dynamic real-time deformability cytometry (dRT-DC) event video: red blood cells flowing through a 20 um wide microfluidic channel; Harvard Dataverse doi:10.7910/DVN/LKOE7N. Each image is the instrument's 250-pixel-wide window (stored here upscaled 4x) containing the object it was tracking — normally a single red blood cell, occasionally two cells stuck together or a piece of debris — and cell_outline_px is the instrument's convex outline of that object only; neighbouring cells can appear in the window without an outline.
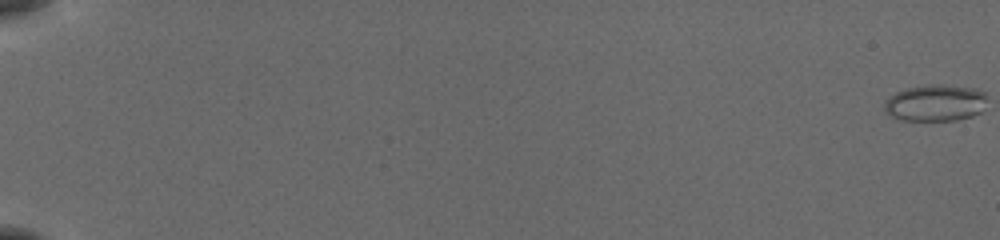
{"species": "common noctule bat (a hibernating species)", "species_latin": "Nyctalus noctula", "temperature_condition": "cold", "stored_images_in_passage": 57, "camera_frame_rate_fps": 3000, "um_per_image_px": 0.085, "animal": {"sex": "female", "body_mass_g": 19.5, "forearm_length_mm": 54.1}, "frame": {"image": 1, "passage_image": 1, "time_ms": 0.0, "image_size_px": [1000, 240], "cell_outline_px": [[984, 100], [980, 112], [972, 116], [956, 120], [900, 120], [884, 112], [884, 104], [896, 92], [908, 88], [928, 84], [944, 84], [972, 88], [984, 92]], "centroid_in_image_um": [79.47, 8.75], "position_along_channel_um": 5.5, "area_um2": 21.62}}
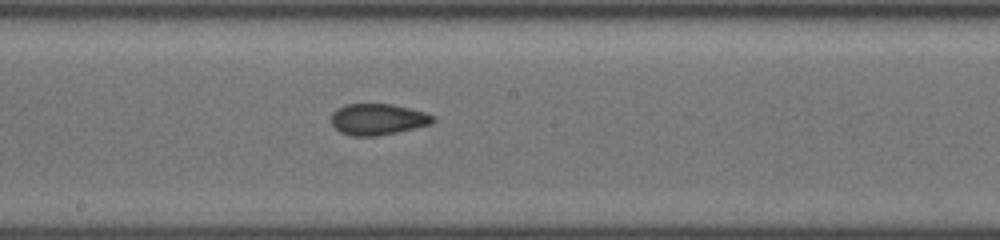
{"frame": {"image": 2, "passage_image": 34, "time_ms": 11.0, "image_size_px": [1000, 240], "cell_outline_px": [[432, 124], [396, 132], [376, 136], [352, 136], [340, 132], [332, 124], [332, 112], [336, 108], [344, 104], [392, 104], [424, 112], [432, 116]], "centroid_in_image_um": [32.06, 10.14], "position_along_channel_um": 216.1, "area_um2": 18.32}}
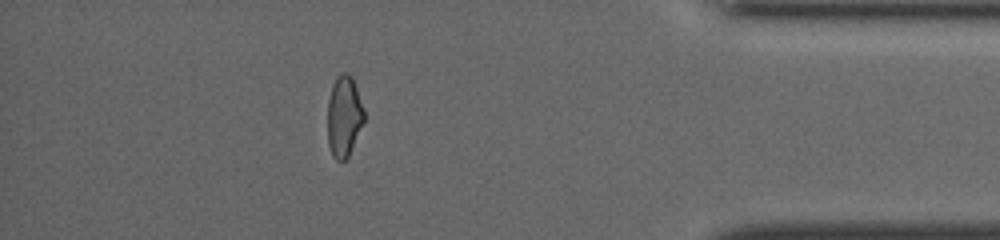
{"frame": {"image": 3, "passage_image": 51, "time_ms": 16.667, "image_size_px": [1000, 240], "cell_outline_px": [[364, 120], [348, 156], [344, 160], [336, 160], [332, 156], [328, 144], [328, 100], [332, 84], [336, 76], [340, 72], [348, 72], [352, 76], [364, 108]], "centroid_in_image_um": [29.23, 9.84], "position_along_channel_um": 406.0, "area_um2": 17.28}, "authors_computed_cell_mechanics": {"area_um2": 18.785, "velocity_mm_per_s": 3.9019, "shape_relaxation_time_tau1_ms": null, "shape_relaxation_time_tau2_ms": 1.9261, "deformation_change_tau1": null, "deformation_change_tau2": 0.0707}}